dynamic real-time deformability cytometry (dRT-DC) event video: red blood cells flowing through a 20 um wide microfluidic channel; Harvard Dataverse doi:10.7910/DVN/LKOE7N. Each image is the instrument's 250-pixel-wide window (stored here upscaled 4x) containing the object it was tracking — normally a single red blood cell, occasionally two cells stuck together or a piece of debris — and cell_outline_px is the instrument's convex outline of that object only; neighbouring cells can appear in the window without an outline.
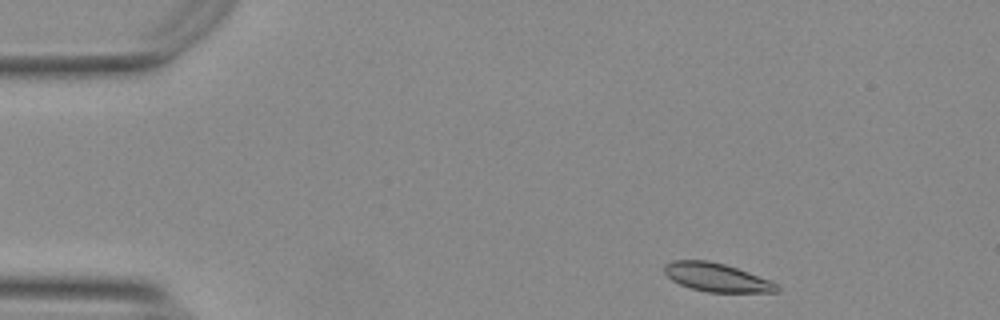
{"species": "Egyptian fruit bat (a non-hibernating species)", "species_latin": "Rousettus aegyptiacus", "temperature_condition": "warm", "stored_images_in_passage": 49, "camera_frame_rate_fps": 3000, "um_per_image_px": 0.085, "animal": {"sex": "female"}, "frame": {"image": 1, "passage_image": 2, "time_ms": 0.333, "image_size_px": [1000, 320], "cell_outline_px": [[780, 292], [708, 292], [692, 288], [680, 284], [672, 280], [664, 272], [664, 264], [672, 260], [708, 260], [724, 264], [748, 272], [768, 280], [776, 284], [780, 288]], "centroid_in_image_um": [60.89, 23.57], "position_along_channel_um": 24.1, "area_um2": 18.5}}
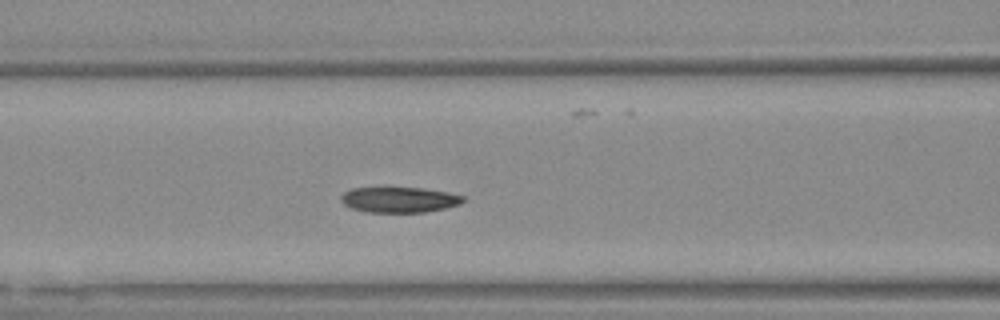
{"frame": {"image": 2, "passage_image": 17, "time_ms": 5.333, "image_size_px": [1000, 320], "cell_outline_px": [[464, 200], [460, 204], [444, 208], [424, 212], [368, 212], [352, 208], [344, 204], [340, 200], [340, 196], [344, 192], [352, 188], [388, 184], [424, 188], [448, 192], [464, 196]], "centroid_in_image_um": [33.88, 16.91], "position_along_channel_um": 132.7, "area_um2": 19.07}}
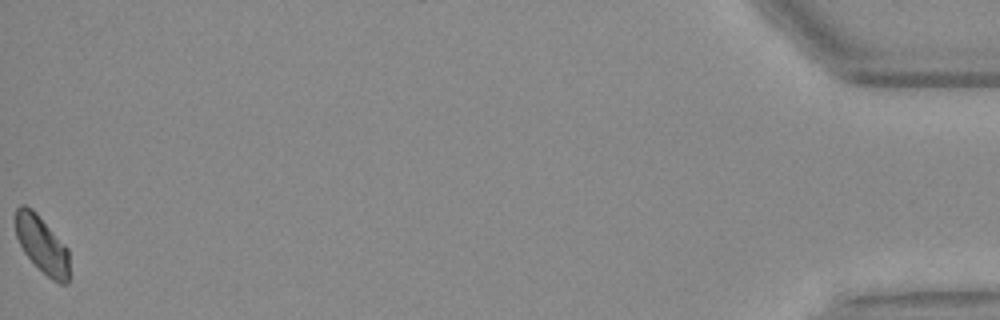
{"frame": {"image": 3, "passage_image": 49, "time_ms": 16.0, "image_size_px": [1000, 320], "cell_outline_px": [[72, 276], [68, 284], [60, 284], [52, 280], [24, 252], [16, 236], [16, 208], [20, 204], [24, 204], [32, 208], [36, 212], [68, 248]], "centroid_in_image_um": [3.64, 20.83], "position_along_channel_um": 431.6, "area_um2": 18.15}}